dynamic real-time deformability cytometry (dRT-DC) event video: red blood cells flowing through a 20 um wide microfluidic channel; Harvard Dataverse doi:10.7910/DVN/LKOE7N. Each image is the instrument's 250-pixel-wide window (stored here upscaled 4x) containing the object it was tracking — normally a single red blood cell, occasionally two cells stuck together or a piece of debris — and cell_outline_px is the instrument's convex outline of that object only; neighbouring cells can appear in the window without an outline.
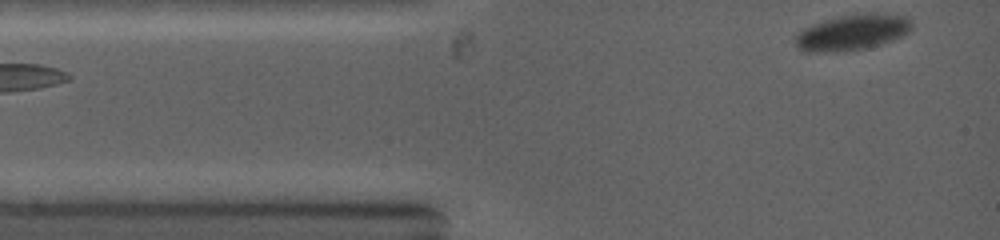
{"species": "common noctule bat (a hibernating species)", "species_latin": "Nyctalus noctula", "temperature_condition": "warm", "stored_images_in_passage": 35, "camera_frame_rate_fps": 5000, "um_per_image_px": 0.085, "animal": {"sex": "female", "body_mass_g": 19.0, "forearm_length_mm": 53.3}, "frame": {"image": 1, "passage_image": 1, "time_ms": 0.0, "image_size_px": [1000, 240], "cell_outline_px": [[912, 28], [908, 32], [892, 40], [880, 44], [864, 48], [836, 52], [804, 52], [796, 48], [796, 36], [804, 28], [812, 24], [824, 20], [840, 16], [868, 12], [908, 16], [912, 20]], "centroid_in_image_um": [72.45, 2.74], "position_along_channel_um": 12.6, "area_um2": 24.28}}
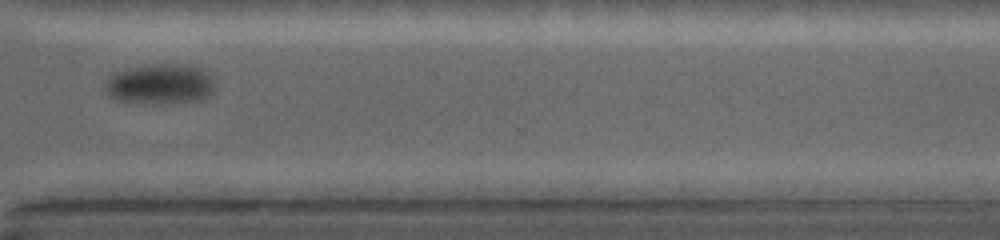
{"frame": {"image": 2, "passage_image": 28, "time_ms": 10.2, "image_size_px": [1000, 240], "cell_outline_px": [[212, 92], [208, 100], [164, 104], [152, 104], [116, 100], [108, 96], [104, 92], [104, 80], [116, 72], [124, 68], [160, 64], [188, 64], [200, 68], [208, 72], [212, 80]], "centroid_in_image_um": [13.58, 7.17], "position_along_channel_um": 357.0, "area_um2": 26.41}}
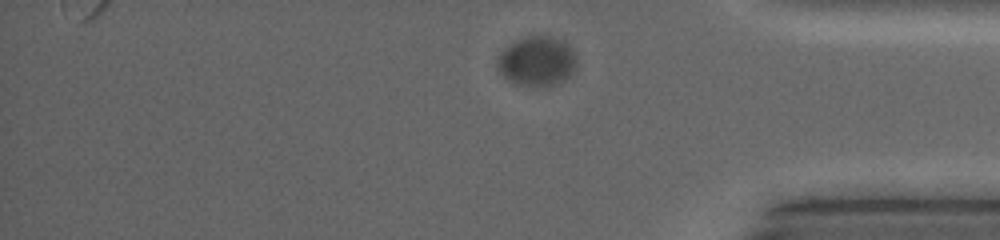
{"frame": {"image": 3, "passage_image": 33, "time_ms": 11.4, "image_size_px": [1000, 240], "cell_outline_px": [[576, 68], [560, 84], [544, 88], [536, 88], [516, 84], [508, 80], [500, 72], [496, 64], [496, 56], [504, 48], [516, 40], [528, 36], [548, 36], [564, 40], [572, 48], [576, 60]], "centroid_in_image_um": [45.63, 5.23], "position_along_channel_um": 389.6, "area_um2": 23.52}}